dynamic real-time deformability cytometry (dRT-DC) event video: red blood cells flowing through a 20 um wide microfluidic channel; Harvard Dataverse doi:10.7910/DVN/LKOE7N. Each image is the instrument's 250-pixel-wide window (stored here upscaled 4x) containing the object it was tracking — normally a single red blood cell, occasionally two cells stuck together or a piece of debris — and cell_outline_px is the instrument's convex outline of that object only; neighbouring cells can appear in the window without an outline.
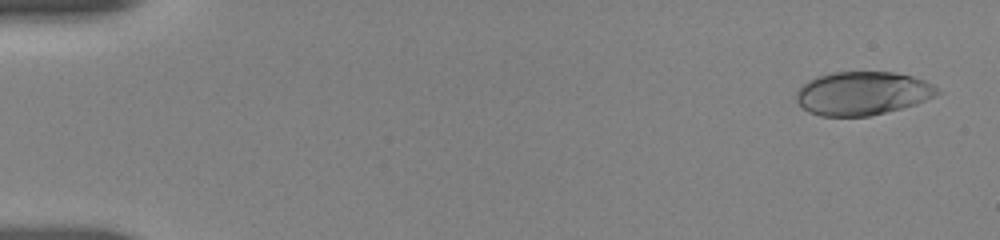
{"species": "human", "species_latin": "Homo sapiens", "temperature_condition": "room temperature", "stored_images_in_passage": 49, "camera_frame_rate_fps": 3000, "um_per_image_px": 0.085, "donor": {"sex": "female"}, "frame": {"image": 1, "passage_image": 1, "time_ms": 0.0, "image_size_px": [1000, 240], "cell_outline_px": [[944, 92], [936, 96], [916, 104], [868, 116], [820, 116], [808, 112], [796, 100], [796, 92], [808, 80], [816, 76], [832, 72], [892, 72], [912, 76], [924, 80], [940, 88]], "centroid_in_image_um": [73.34, 7.92], "position_along_channel_um": 11.7, "area_um2": 35.84}}
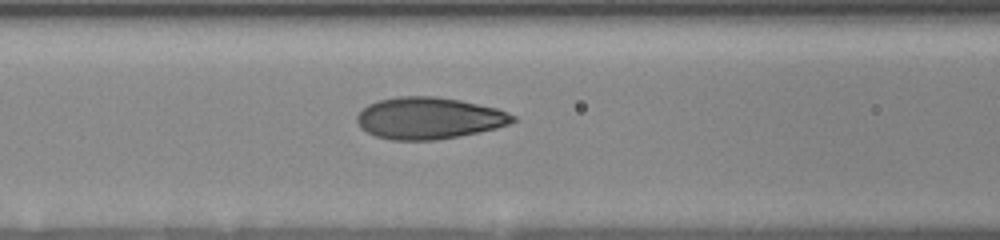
{"frame": {"image": 2, "passage_image": 26, "time_ms": 7.0, "image_size_px": [1000, 240], "cell_outline_px": [[516, 120], [508, 124], [496, 128], [436, 140], [392, 140], [376, 136], [360, 128], [356, 120], [356, 116], [368, 104], [376, 100], [396, 96], [436, 96], [460, 100], [496, 108], [508, 112], [516, 116]], "centroid_in_image_um": [36.43, 10.03], "position_along_channel_um": 130.2, "area_um2": 37.86}}
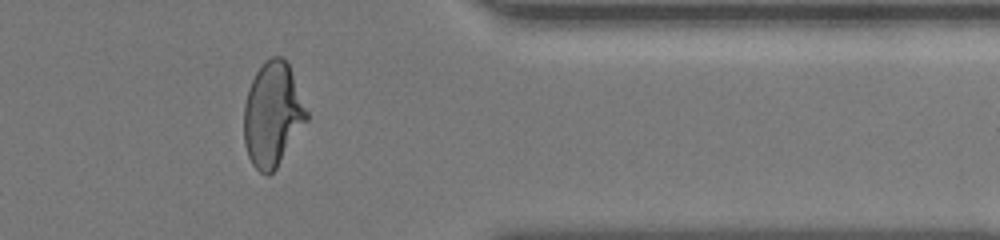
{"frame": {"image": 3, "passage_image": 44, "time_ms": 14.333, "image_size_px": [1000, 240], "cell_outline_px": [[308, 120], [276, 168], [268, 176], [260, 172], [252, 164], [248, 156], [244, 144], [244, 104], [252, 80], [256, 72], [272, 56], [280, 56], [288, 64], [308, 112]], "centroid_in_image_um": [23.16, 9.77], "position_along_channel_um": 388.2, "area_um2": 37.63}, "authors_computed_cell_mechanics": {"area_um2": 36.703, "velocity_mm_per_s": 3.6909, "shape_relaxation_time_tau1_ms": 3.614, "shape_relaxation_time_tau2_ms": null, "deformation_change_tau1": 0.1838, "deformation_change_tau2": null}}